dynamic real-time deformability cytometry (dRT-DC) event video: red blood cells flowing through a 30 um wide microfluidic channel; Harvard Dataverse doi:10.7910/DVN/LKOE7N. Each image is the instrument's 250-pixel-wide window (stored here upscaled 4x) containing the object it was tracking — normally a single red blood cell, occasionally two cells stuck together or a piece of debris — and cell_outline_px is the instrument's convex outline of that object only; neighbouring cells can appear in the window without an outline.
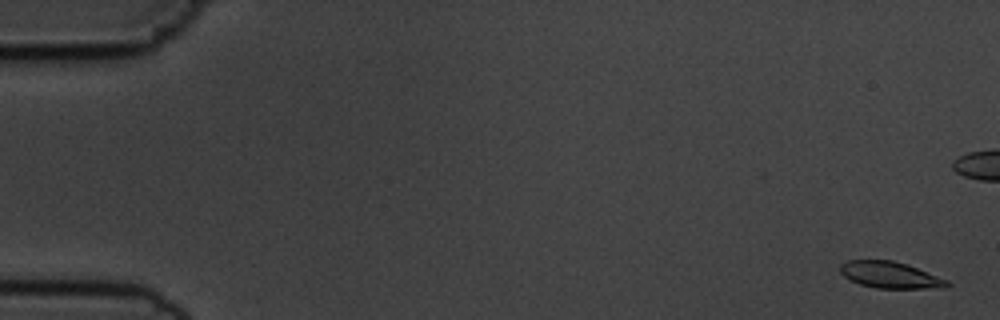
{"species": "common noctule bat (a hibernating species)", "species_latin": "Nyctalus noctula", "temperature_condition": "cold", "stored_images_in_passage": 16, "camera_frame_rate_fps": 3000, "um_per_image_px": 0.085, "animal": {"sex": "male", "body_mass_g": 19.5, "forearm_length_mm": 54.6}, "frame": {"image": 1, "passage_image": 1, "time_ms": 0.0, "image_size_px": [1000, 320], "cell_outline_px": [[952, 284], [948, 288], [876, 288], [860, 284], [848, 280], [840, 272], [840, 264], [848, 260], [892, 260], [908, 264], [948, 280]], "centroid_in_image_um": [75.68, 23.37], "position_along_channel_um": 9.3, "area_um2": 16.7}}